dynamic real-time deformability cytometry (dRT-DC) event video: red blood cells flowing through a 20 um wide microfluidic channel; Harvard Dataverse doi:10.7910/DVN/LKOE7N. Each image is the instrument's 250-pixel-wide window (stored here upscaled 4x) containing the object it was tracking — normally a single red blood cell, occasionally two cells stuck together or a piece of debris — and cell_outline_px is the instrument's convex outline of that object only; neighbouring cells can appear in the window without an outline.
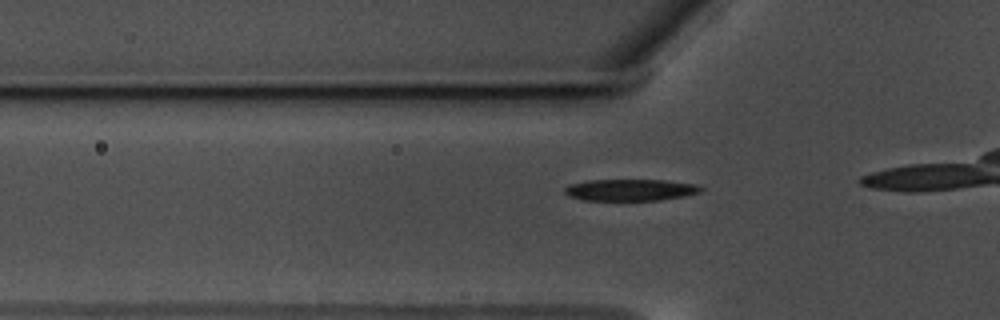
{"species": "common noctule bat (a hibernating species)", "species_latin": "Nyctalus noctula", "temperature_condition": "warm", "stored_images_in_passage": 14, "camera_frame_rate_fps": 3000, "um_per_image_px": 0.085, "animal": {"sex": "male", "body_mass_g": 17.5, "forearm_length_mm": 52.3}, "frame": {"image": 1, "passage_image": 8, "time_ms": 2.333, "image_size_px": [1000, 320], "cell_outline_px": [[704, 188], [700, 192], [684, 196], [660, 200], [584, 200], [568, 196], [564, 192], [564, 188], [568, 184], [588, 180], [664, 180], [696, 184]], "centroid_in_image_um": [53.56, 16.14], "position_along_channel_um": 72.2, "area_um2": 17.22}}
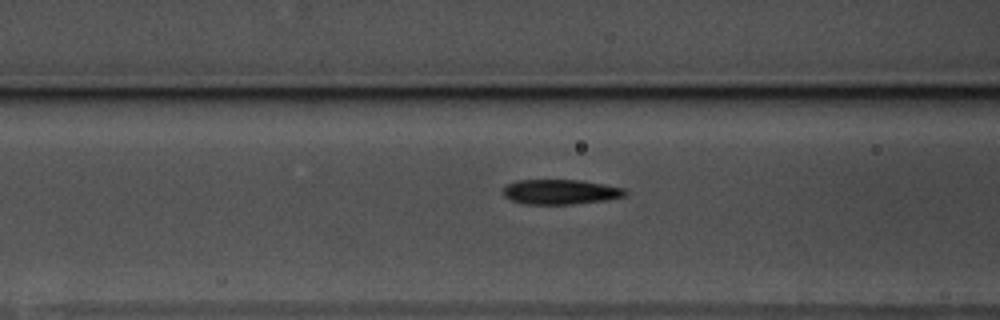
{"frame": {"image": 2, "passage_image": 12, "time_ms": 3.667, "image_size_px": [1000, 320], "cell_outline_px": [[628, 196], [608, 200], [572, 204], [524, 204], [512, 200], [504, 196], [504, 184], [516, 180], [580, 180], [604, 184], [624, 188], [628, 192]], "centroid_in_image_um": [47.67, 16.31], "position_along_channel_um": 118.9, "area_um2": 17.92}}